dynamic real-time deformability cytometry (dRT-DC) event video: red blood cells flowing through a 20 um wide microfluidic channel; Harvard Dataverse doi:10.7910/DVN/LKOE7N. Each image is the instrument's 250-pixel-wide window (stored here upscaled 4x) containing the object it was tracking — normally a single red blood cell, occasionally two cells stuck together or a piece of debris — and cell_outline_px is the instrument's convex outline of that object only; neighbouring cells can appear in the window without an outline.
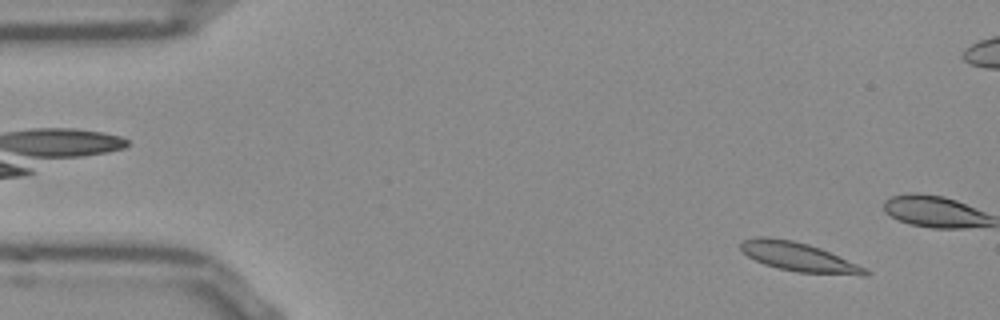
{"species": "Egyptian fruit bat (a non-hibernating species)", "species_latin": "Rousettus aegyptiacus", "temperature_condition": "room temperature", "stored_images_in_passage": 12, "camera_frame_rate_fps": 3000, "um_per_image_px": 0.085, "frame": {"image": 1, "passage_image": 4, "time_ms": 1.0, "image_size_px": [1000, 320], "cell_outline_px": [[872, 272], [868, 276], [864, 276], [796, 272], [764, 264], [748, 256], [740, 248], [740, 240], [756, 236], [768, 236], [792, 240], [808, 244], [820, 248], [868, 268]], "centroid_in_image_um": [67.93, 21.84], "position_along_channel_um": 17.1, "area_um2": 21.27}}